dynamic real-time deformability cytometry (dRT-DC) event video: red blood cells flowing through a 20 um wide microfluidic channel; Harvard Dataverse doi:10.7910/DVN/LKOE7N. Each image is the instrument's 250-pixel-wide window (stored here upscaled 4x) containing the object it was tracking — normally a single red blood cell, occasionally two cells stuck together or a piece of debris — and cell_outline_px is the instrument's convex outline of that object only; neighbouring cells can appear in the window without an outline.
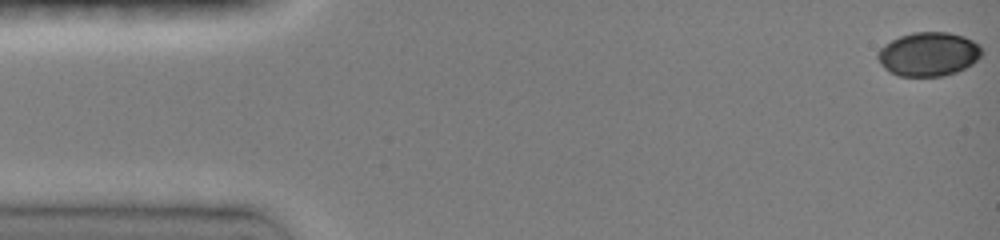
{"species": "common noctule bat (a hibernating species)", "species_latin": "Nyctalus noctula", "temperature_condition": "room temperature", "stored_images_in_passage": 27, "camera_frame_rate_fps": 3000, "um_per_image_px": 0.085, "animal": {"sex": "female", "body_mass_g": 19.0, "forearm_length_mm": 51.5}, "frame": {"image": 1, "passage_image": 1, "time_ms": 0.0, "image_size_px": [1000, 240], "cell_outline_px": [[984, 52], [972, 64], [956, 72], [944, 76], [900, 76], [884, 68], [880, 64], [876, 56], [876, 52], [884, 44], [900, 36], [912, 32], [948, 32], [964, 36], [980, 44]], "centroid_in_image_um": [78.93, 4.59], "position_along_channel_um": 6.1, "area_um2": 26.82}}
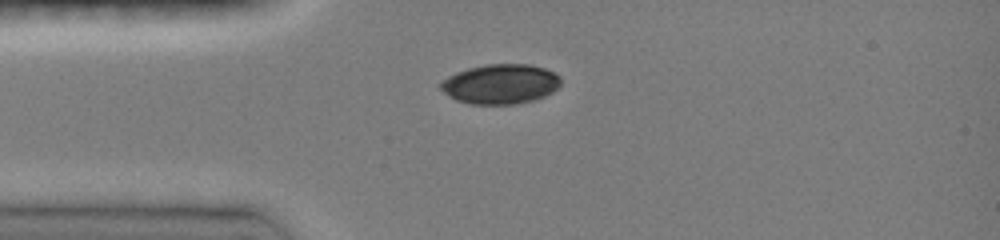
{"frame": {"image": 2, "passage_image": 18, "time_ms": 3.667, "image_size_px": [1000, 240], "cell_outline_px": [[560, 84], [552, 92], [544, 96], [532, 100], [516, 104], [472, 104], [456, 100], [448, 96], [440, 88], [440, 84], [448, 76], [456, 72], [468, 68], [488, 64], [528, 64], [544, 68], [560, 76]], "centroid_in_image_um": [42.52, 7.14], "position_along_channel_um": 42.5, "area_um2": 27.69}}
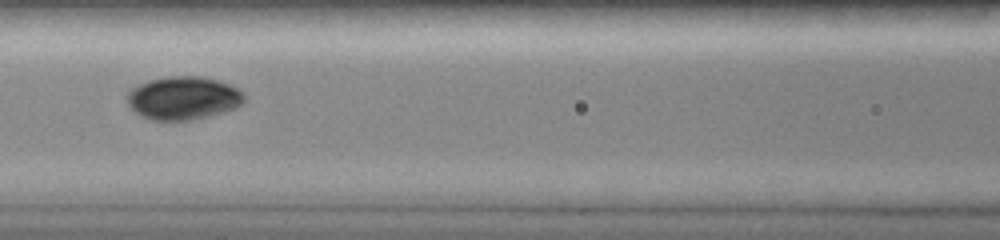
{"frame": {"image": 3, "passage_image": 25, "time_ms": 6.667, "image_size_px": [1000, 240], "cell_outline_px": [[244, 100], [236, 108], [224, 112], [192, 120], [148, 120], [140, 116], [128, 104], [124, 96], [136, 84], [148, 80], [168, 76], [204, 76], [232, 84], [244, 96]], "centroid_in_image_um": [15.53, 8.32], "position_along_channel_um": 151.1, "area_um2": 29.82}}